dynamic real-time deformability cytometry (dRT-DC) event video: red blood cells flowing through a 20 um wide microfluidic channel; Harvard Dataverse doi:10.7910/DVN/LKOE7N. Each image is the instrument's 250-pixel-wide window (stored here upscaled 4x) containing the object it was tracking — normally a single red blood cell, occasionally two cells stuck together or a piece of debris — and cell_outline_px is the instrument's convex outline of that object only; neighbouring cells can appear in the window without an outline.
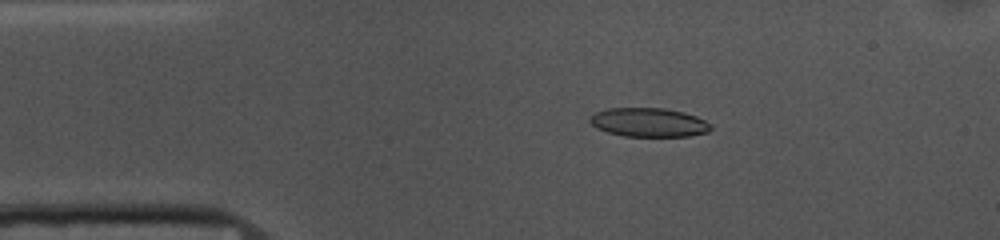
{"species": "common noctule bat (a hibernating species)", "species_latin": "Nyctalus noctula", "temperature_condition": "cold", "stored_images_in_passage": 53, "camera_frame_rate_fps": 3000, "um_per_image_px": 0.085, "animal": {"sex": "female", "body_mass_g": 10.0, "forearm_length_mm": 53.1}, "frame": {"image": 1, "passage_image": 9, "time_ms": 2.667, "image_size_px": [1000, 240], "cell_outline_px": [[712, 128], [708, 132], [688, 136], [624, 136], [608, 132], [596, 128], [588, 120], [588, 116], [596, 112], [608, 108], [664, 108], [684, 112], [696, 116], [712, 124]], "centroid_in_image_um": [55.14, 10.4], "position_along_channel_um": 29.9, "area_um2": 20.46}}
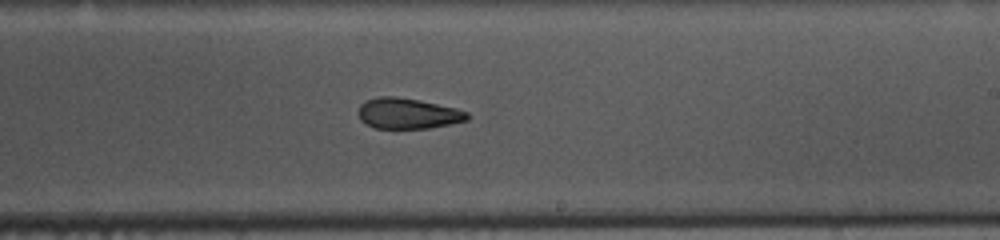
{"frame": {"image": 2, "passage_image": 30, "time_ms": 9.667, "image_size_px": [1000, 240], "cell_outline_px": [[468, 120], [428, 128], [372, 128], [364, 124], [360, 120], [356, 112], [360, 104], [368, 100], [380, 96], [396, 96], [420, 100], [456, 108], [468, 112]], "centroid_in_image_um": [34.61, 9.64], "position_along_channel_um": 254.4, "area_um2": 19.59}}
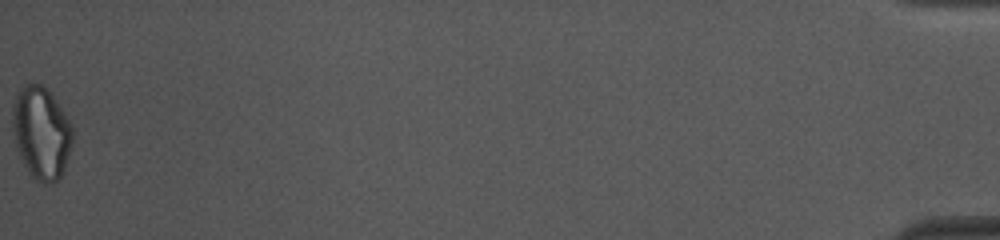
{"frame": {"image": 3, "passage_image": 53, "time_ms": 17.333, "image_size_px": [1000, 240], "cell_outline_px": [[72, 144], [64, 168], [60, 176], [56, 180], [44, 184], [36, 180], [28, 172], [20, 156], [16, 144], [12, 124], [12, 104], [20, 88], [24, 84], [40, 84], [52, 96], [64, 112], [72, 124]], "centroid_in_image_um": [3.5, 11.29], "position_along_channel_um": 431.7, "area_um2": 31.91}, "authors_computed_cell_mechanics": {"area_um2": 20.6924, "velocity_mm_per_s": 3.7121, "shape_relaxation_time_tau1_ms": 10.0282, "shape_relaxation_time_tau2_ms": 3.8624, "deformation_change_tau1": 0.19, "deformation_change_tau2": 0.1097}}